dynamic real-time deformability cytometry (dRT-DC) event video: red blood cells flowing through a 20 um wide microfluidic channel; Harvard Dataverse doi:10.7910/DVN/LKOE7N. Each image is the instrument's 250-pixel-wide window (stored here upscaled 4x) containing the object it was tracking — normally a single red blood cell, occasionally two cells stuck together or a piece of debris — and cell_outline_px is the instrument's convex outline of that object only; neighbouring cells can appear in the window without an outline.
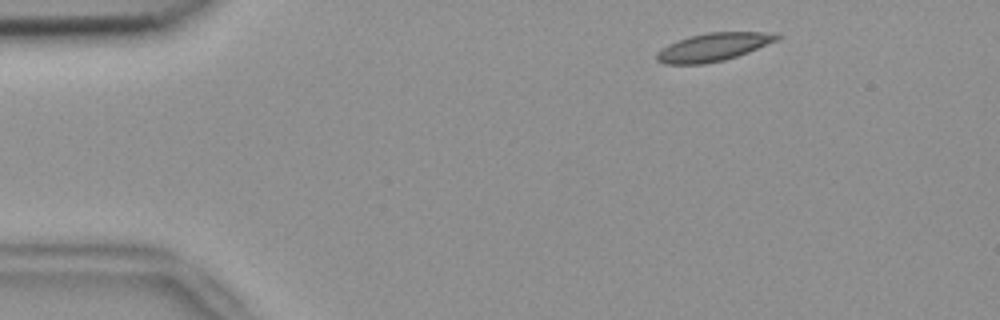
{"species": "common noctule bat (a hibernating species)", "species_latin": "Nyctalus noctula", "temperature_condition": "room temperature", "stored_images_in_passage": 50, "camera_frame_rate_fps": 3000, "um_per_image_px": 0.085, "animal": {"sex": "female", "body_mass_g": 18.4}, "frame": {"image": 1, "passage_image": 4, "time_ms": 1.0, "image_size_px": [1000, 320], "cell_outline_px": [[780, 36], [776, 40], [748, 52], [724, 60], [704, 64], [668, 64], [656, 60], [656, 52], [668, 44], [688, 36], [708, 32], [764, 32]], "centroid_in_image_um": [60.55, 4.0], "position_along_channel_um": 24.4, "area_um2": 19.36}}
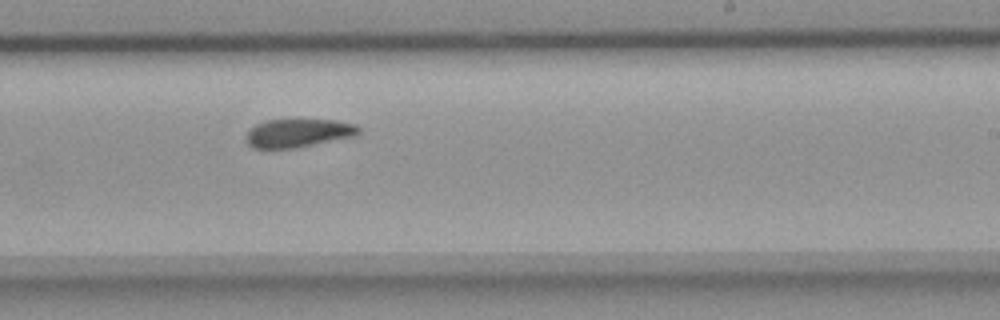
{"frame": {"image": 2, "passage_image": 29, "time_ms": 9.333, "image_size_px": [1000, 320], "cell_outline_px": [[360, 132], [356, 136], [296, 148], [252, 148], [244, 140], [244, 136], [256, 124], [268, 120], [336, 120], [356, 124], [360, 128]], "centroid_in_image_um": [25.36, 11.32], "position_along_channel_um": 263.6, "area_um2": 18.73}}
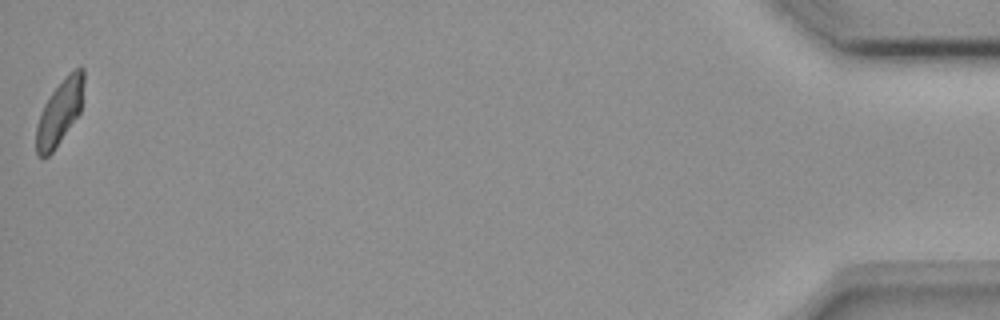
{"frame": {"image": 3, "passage_image": 50, "time_ms": 16.333, "image_size_px": [1000, 320], "cell_outline_px": [[84, 80], [80, 112], [52, 152], [48, 156], [40, 160], [36, 156], [36, 124], [40, 112], [44, 104], [52, 92], [68, 72], [80, 64], [84, 68]], "centroid_in_image_um": [5.05, 9.52], "position_along_channel_um": 430.1, "area_um2": 18.15}, "authors_computed_cell_mechanics": {"area_um2": 19.2185, "velocity_mm_per_s": 3.7426, "shape_relaxation_time_tau1_ms": 5.9574, "shape_relaxation_time_tau2_ms": 3.216, "deformation_change_tau1": 0.1491, "deformation_change_tau2": 0.0824}}